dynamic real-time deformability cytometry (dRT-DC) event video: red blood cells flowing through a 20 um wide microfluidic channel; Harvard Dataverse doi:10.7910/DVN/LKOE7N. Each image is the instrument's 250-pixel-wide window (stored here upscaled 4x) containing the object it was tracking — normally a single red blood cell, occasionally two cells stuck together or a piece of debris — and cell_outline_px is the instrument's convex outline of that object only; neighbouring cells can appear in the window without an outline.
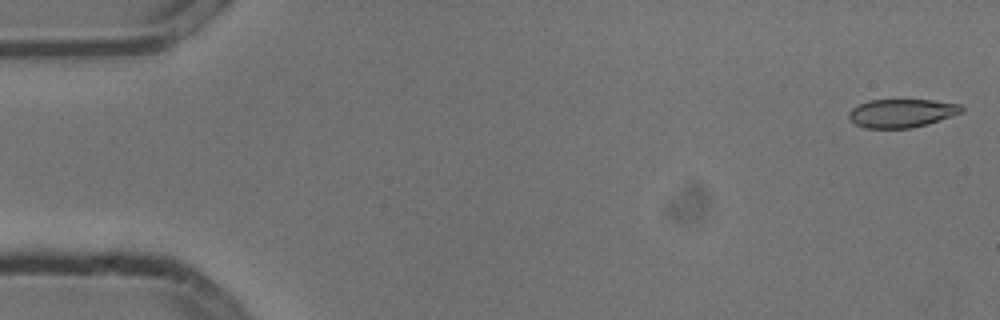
{"species": "common noctule bat (a hibernating species)", "species_latin": "Nyctalus noctula", "temperature_condition": "cold", "stored_images_in_passage": 4, "camera_frame_rate_fps": 3000, "um_per_image_px": 0.085, "animal": {"sex": "male", "body_mass_g": 13.3}, "frame": {"image": 1, "passage_image": 1, "time_ms": 0.0, "image_size_px": [1000, 320], "cell_outline_px": [[964, 112], [928, 124], [912, 128], [864, 128], [856, 124], [848, 116], [848, 112], [852, 108], [868, 100], [932, 100], [960, 104], [964, 108]], "centroid_in_image_um": [76.67, 9.62], "position_along_channel_um": 8.3, "area_um2": 18.73}}